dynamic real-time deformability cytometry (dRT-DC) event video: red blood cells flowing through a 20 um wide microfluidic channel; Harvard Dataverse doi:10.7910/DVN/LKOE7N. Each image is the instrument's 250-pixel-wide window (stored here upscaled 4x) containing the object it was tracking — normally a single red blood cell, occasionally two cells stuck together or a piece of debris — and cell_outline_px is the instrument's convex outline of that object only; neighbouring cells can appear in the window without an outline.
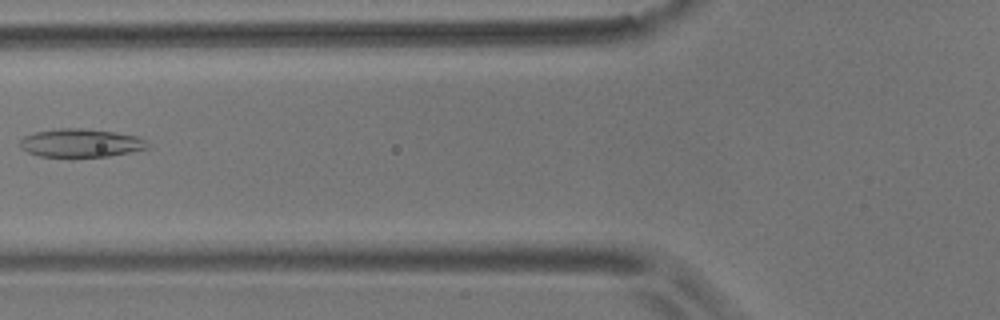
{"species": "common noctule bat (a hibernating species)", "species_latin": "Nyctalus noctula", "temperature_condition": "room temperature", "stored_images_in_passage": 12, "camera_frame_rate_fps": 3000, "um_per_image_px": 0.085, "animal": {"sex": "male", "body_mass_g": 17.9}, "frame": {"image": 1, "passage_image": 4, "time_ms": 1.0, "image_size_px": [1000, 320], "cell_outline_px": [[148, 148], [108, 156], [40, 156], [28, 152], [20, 148], [20, 140], [24, 136], [32, 132], [60, 128], [84, 128], [140, 136], [148, 140]], "centroid_in_image_um": [6.86, 12.13], "position_along_channel_um": 118.9, "area_um2": 20.98}}
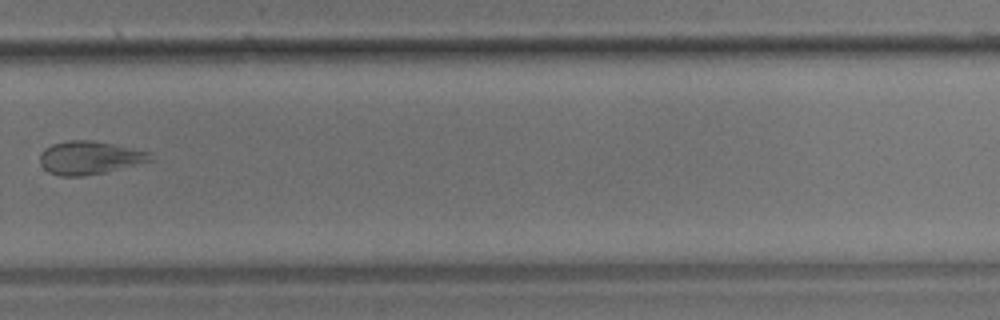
{"frame": {"image": 2, "passage_image": 9, "time_ms": 2.667, "image_size_px": [1000, 320], "cell_outline_px": [[156, 160], [104, 172], [84, 176], [60, 176], [48, 172], [40, 164], [40, 152], [44, 148], [52, 144], [68, 140], [92, 140], [112, 144], [148, 152]], "centroid_in_image_um": [7.58, 13.41], "position_along_channel_um": 322.2, "area_um2": 21.33}}
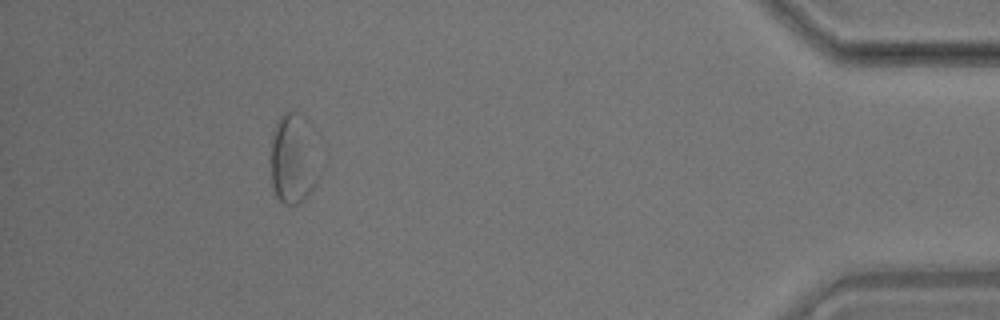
{"frame": {"image": 3, "passage_image": 12, "time_ms": 3.667, "image_size_px": [1000, 320], "cell_outline_px": [[316, 184], [308, 196], [304, 200], [296, 204], [284, 204], [276, 196], [272, 188], [272, 132], [276, 120], [284, 112], [300, 112], [308, 120], [316, 180]], "centroid_in_image_um": [24.85, 13.49], "position_along_channel_um": 410.3, "area_um2": 24.51}}